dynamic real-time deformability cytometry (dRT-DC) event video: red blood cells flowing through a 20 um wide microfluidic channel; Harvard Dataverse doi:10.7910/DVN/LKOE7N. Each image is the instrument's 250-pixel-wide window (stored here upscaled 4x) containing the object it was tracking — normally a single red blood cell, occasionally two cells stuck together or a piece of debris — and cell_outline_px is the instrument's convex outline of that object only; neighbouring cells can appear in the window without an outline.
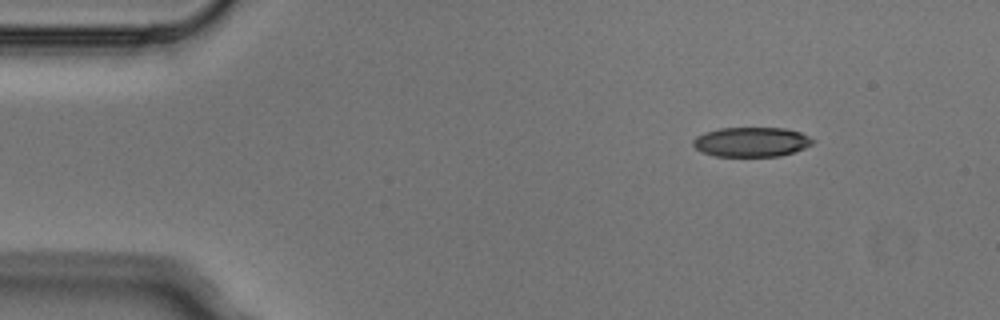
{"species": "Egyptian fruit bat (a non-hibernating species)", "species_latin": "Rousettus aegyptiacus", "temperature_condition": "cold", "stored_images_in_passage": 7, "camera_frame_rate_fps": 3000, "um_per_image_px": 0.085, "animal": {"sex": "male"}, "frame": {"image": 1, "passage_image": 1, "time_ms": 0.0, "image_size_px": [1000, 320], "cell_outline_px": [[816, 140], [812, 144], [804, 148], [780, 156], [716, 156], [700, 152], [692, 144], [692, 140], [696, 136], [704, 132], [720, 128], [784, 128], [800, 132]], "centroid_in_image_um": [63.84, 12.06], "position_along_channel_um": 21.2, "area_um2": 20.69}}
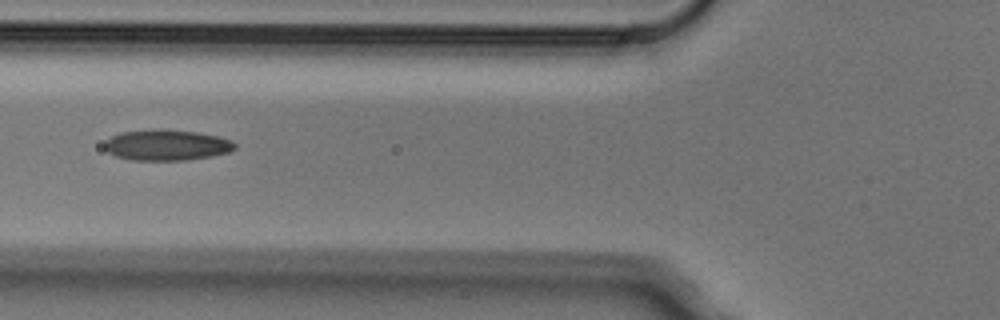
{"frame": {"image": 2, "passage_image": 4, "time_ms": 1.0, "image_size_px": [1000, 320], "cell_outline_px": [[236, 148], [228, 152], [212, 156], [188, 160], [128, 160], [116, 156], [108, 152], [104, 148], [104, 140], [120, 132], [160, 128], [164, 128], [196, 132], [216, 136], [232, 140], [236, 144]], "centroid_in_image_um": [14.14, 12.32], "position_along_channel_um": 111.7, "area_um2": 23.7}}
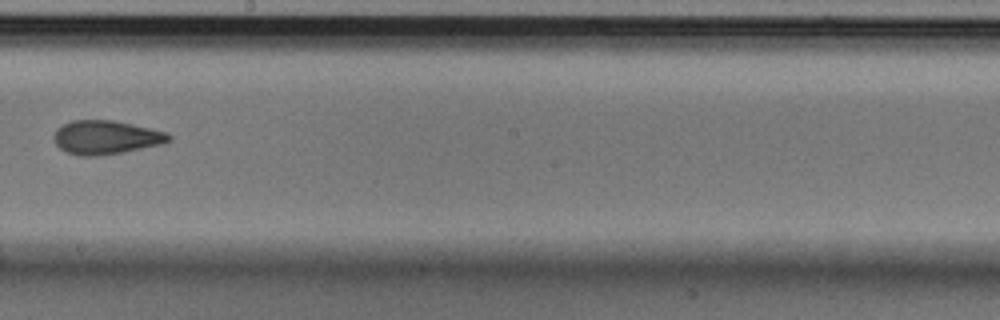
{"frame": {"image": 3, "passage_image": 7, "time_ms": 2.0, "image_size_px": [1000, 320], "cell_outline_px": [[172, 140], [164, 144], [124, 152], [100, 156], [80, 156], [68, 152], [60, 148], [56, 144], [52, 136], [56, 128], [72, 120], [116, 120], [168, 132], [172, 136]], "centroid_in_image_um": [9.04, 11.67], "position_along_channel_um": 239.2, "area_um2": 23.0}}